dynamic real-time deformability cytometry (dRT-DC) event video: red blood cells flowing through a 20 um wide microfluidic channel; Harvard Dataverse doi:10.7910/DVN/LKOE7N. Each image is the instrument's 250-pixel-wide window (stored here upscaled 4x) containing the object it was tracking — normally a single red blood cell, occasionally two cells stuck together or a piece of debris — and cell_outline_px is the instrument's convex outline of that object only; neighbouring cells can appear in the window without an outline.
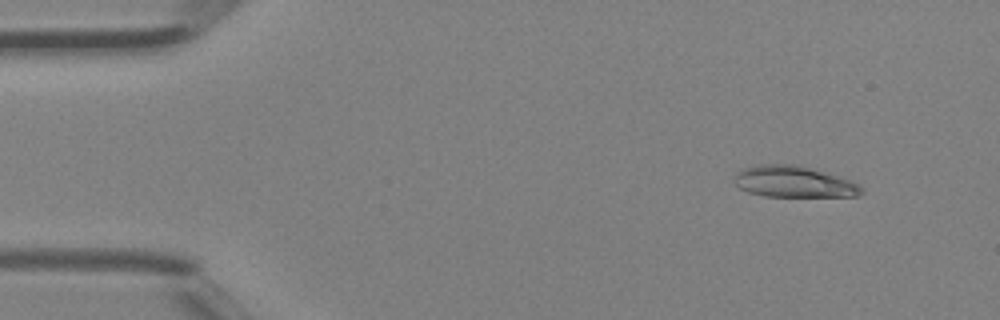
{"species": "Egyptian fruit bat (a non-hibernating species)", "species_latin": "Rousettus aegyptiacus", "temperature_condition": "room temperature", "stored_images_in_passage": 4, "camera_frame_rate_fps": 3000, "um_per_image_px": 0.085, "animal": {"sex": "female"}, "frame": {"image": 1, "passage_image": 2, "time_ms": 0.333, "image_size_px": [1000, 320], "cell_outline_px": [[864, 192], [856, 196], [764, 196], [748, 192], [740, 188], [732, 180], [736, 172], [744, 168], [756, 164], [796, 164], [824, 172], [860, 184], [864, 188]], "centroid_in_image_um": [67.44, 15.44], "position_along_channel_um": 17.6, "area_um2": 23.18}}